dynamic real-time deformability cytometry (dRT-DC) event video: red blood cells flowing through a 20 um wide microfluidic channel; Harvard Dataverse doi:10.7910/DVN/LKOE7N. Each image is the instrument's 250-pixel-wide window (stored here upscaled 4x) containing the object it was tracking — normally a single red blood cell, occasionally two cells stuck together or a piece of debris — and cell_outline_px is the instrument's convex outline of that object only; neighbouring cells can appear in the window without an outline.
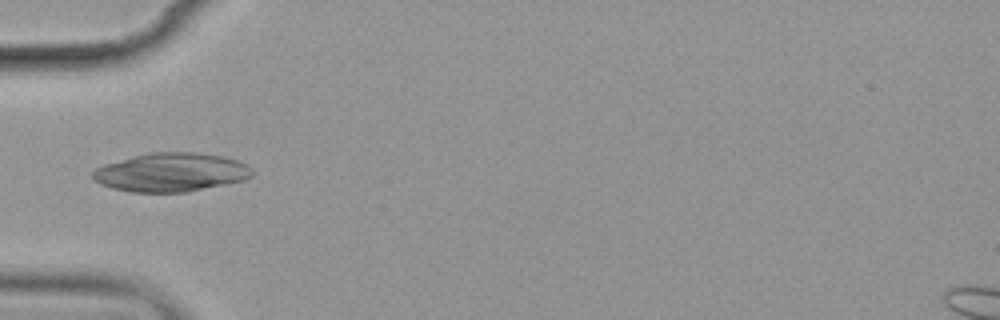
{"species": "common noctule bat (a hibernating species)", "species_latin": "Nyctalus noctula", "temperature_condition": "cold", "stored_images_in_passage": 10, "camera_frame_rate_fps": 3000, "um_per_image_px": 0.085, "animal": {"sex": "female", "body_mass_g": 19.9}, "frame": {"image": 1, "passage_image": 4, "time_ms": 3.333, "image_size_px": [1000, 320], "cell_outline_px": [[252, 176], [244, 180], [184, 192], [132, 192], [112, 188], [100, 184], [92, 180], [92, 172], [96, 168], [104, 164], [132, 156], [148, 152], [196, 152], [224, 156], [240, 160], [248, 164], [252, 168]], "centroid_in_image_um": [14.53, 14.63], "position_along_channel_um": 70.5, "area_um2": 36.18}}
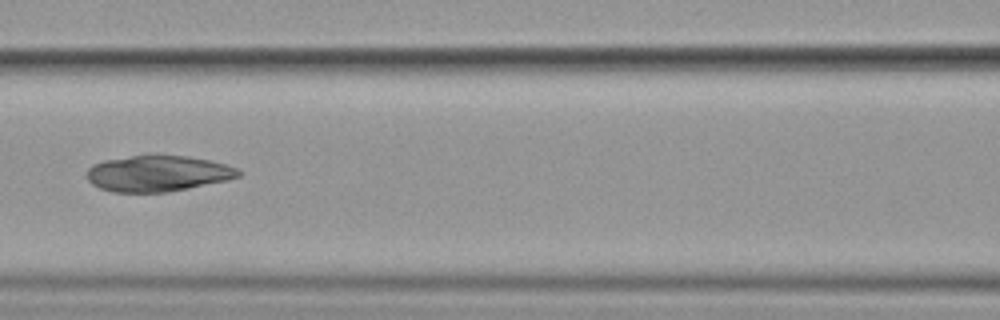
{"frame": {"image": 2, "passage_image": 6, "time_ms": 5.667, "image_size_px": [1000, 320], "cell_outline_px": [[244, 172], [240, 176], [228, 180], [168, 192], [112, 192], [100, 188], [92, 184], [84, 176], [84, 172], [92, 164], [104, 160], [132, 156], [188, 156], [208, 160], [224, 164], [236, 168]], "centroid_in_image_um": [13.37, 14.76], "position_along_channel_um": 153.2, "area_um2": 31.79}}
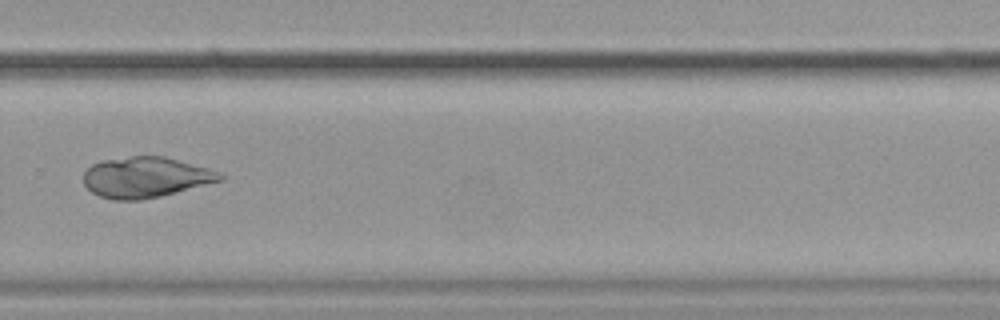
{"frame": {"image": 3, "passage_image": 10, "time_ms": 10.333, "image_size_px": [1000, 320], "cell_outline_px": [[224, 180], [160, 196], [140, 200], [112, 200], [100, 196], [92, 192], [84, 184], [84, 172], [92, 164], [100, 160], [132, 156], [164, 156], [208, 168], [220, 172], [224, 176]], "centroid_in_image_um": [12.37, 15.07], "position_along_channel_um": 317.4, "area_um2": 32.31}}